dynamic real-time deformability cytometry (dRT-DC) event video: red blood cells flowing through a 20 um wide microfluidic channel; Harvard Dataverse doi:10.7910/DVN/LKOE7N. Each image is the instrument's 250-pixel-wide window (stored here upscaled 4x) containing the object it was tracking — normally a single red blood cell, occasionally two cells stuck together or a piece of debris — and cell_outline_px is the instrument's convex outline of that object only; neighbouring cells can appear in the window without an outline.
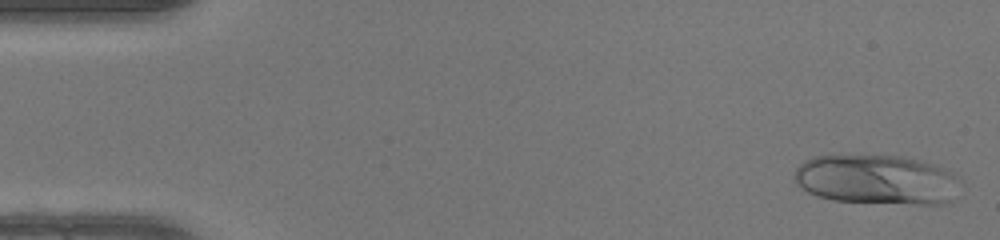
{"species": "human", "species_latin": "Homo sapiens", "temperature_condition": "warm", "stored_images_in_passage": 49, "camera_frame_rate_fps": 3000, "um_per_image_px": 0.085, "donor": {"sex": "female"}, "frame": {"image": 1, "passage_image": 2, "time_ms": 0.333, "image_size_px": [1000, 240], "cell_outline_px": [[952, 176], [948, 200], [944, 204], [920, 204], [832, 200], [816, 196], [808, 192], [796, 184], [796, 168], [804, 160], [812, 156], [900, 156], [920, 160], [932, 164], [952, 172]], "centroid_in_image_um": [74.35, 15.26], "position_along_channel_um": 10.7, "area_um2": 46.53}}
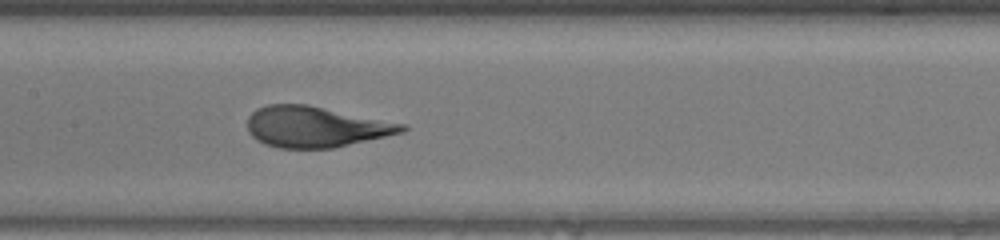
{"frame": {"image": 2, "passage_image": 24, "time_ms": 7.667, "image_size_px": [1000, 240], "cell_outline_px": [[408, 128], [404, 132], [332, 148], [280, 148], [264, 144], [256, 140], [248, 132], [248, 116], [256, 108], [268, 104], [308, 104], [408, 124]], "centroid_in_image_um": [26.83, 10.77], "position_along_channel_um": 180.6, "area_um2": 37.05}}
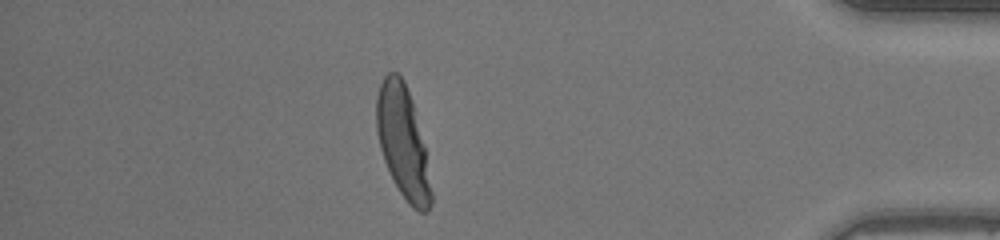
{"frame": {"image": 3, "passage_image": 43, "time_ms": 14.0, "image_size_px": [1000, 240], "cell_outline_px": [[432, 204], [428, 212], [420, 212], [412, 208], [408, 204], [400, 192], [384, 160], [380, 148], [376, 132], [376, 96], [380, 84], [384, 76], [388, 72], [396, 72], [404, 80], [412, 100], [424, 148], [432, 192]], "centroid_in_image_um": [34.22, 12.08], "position_along_channel_um": 401.0, "area_um2": 35.26}}